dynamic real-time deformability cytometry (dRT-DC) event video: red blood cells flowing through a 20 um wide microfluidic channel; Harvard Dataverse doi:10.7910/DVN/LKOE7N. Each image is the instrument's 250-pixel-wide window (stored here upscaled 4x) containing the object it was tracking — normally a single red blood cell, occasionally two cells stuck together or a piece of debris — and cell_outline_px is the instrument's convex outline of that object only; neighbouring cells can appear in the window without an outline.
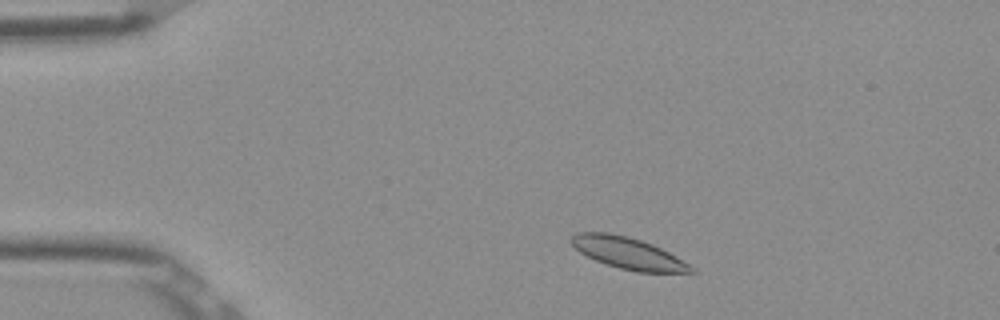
{"species": "Egyptian fruit bat (a non-hibernating species)", "species_latin": "Rousettus aegyptiacus", "temperature_condition": "room temperature", "stored_images_in_passage": 48, "camera_frame_rate_fps": 3000, "um_per_image_px": 0.085, "frame": {"image": 1, "passage_image": 5, "time_ms": 1.333, "image_size_px": [1000, 320], "cell_outline_px": [[696, 272], [636, 272], [620, 268], [596, 260], [580, 252], [568, 240], [568, 236], [576, 232], [608, 232], [628, 236], [652, 244], [676, 256], [696, 268]], "centroid_in_image_um": [53.36, 21.5], "position_along_channel_um": 31.6, "area_um2": 22.02}}
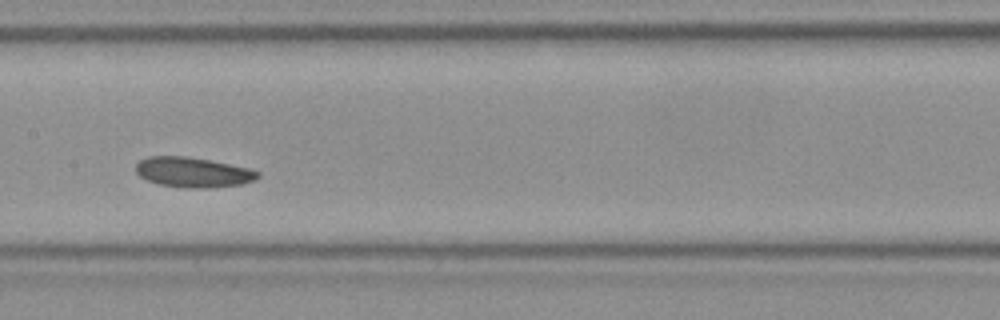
{"frame": {"image": 2, "passage_image": 22, "time_ms": 7.0, "image_size_px": [1000, 320], "cell_outline_px": [[260, 176], [256, 180], [240, 184], [208, 188], [180, 188], [160, 184], [148, 180], [140, 176], [136, 172], [136, 164], [140, 160], [148, 156], [184, 156], [208, 160], [248, 168], [260, 172]], "centroid_in_image_um": [16.4, 14.65], "position_along_channel_um": 191.0, "area_um2": 21.27}}
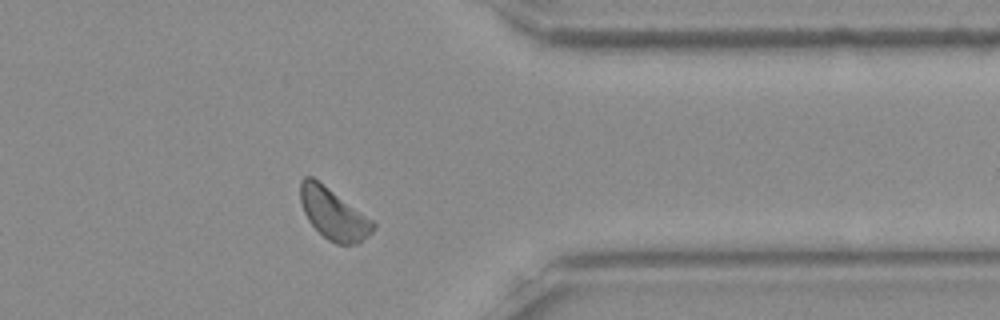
{"frame": {"image": 3, "passage_image": 38, "time_ms": 12.333, "image_size_px": [1000, 320], "cell_outline_px": [[376, 228], [360, 244], [336, 244], [328, 240], [308, 220], [304, 212], [300, 200], [300, 180], [304, 176], [312, 176], [372, 220], [376, 224]], "centroid_in_image_um": [28.34, 18.19], "position_along_channel_um": 383.1, "area_um2": 21.44}, "authors_computed_cell_mechanics": {"area_um2": 21.4438, "velocity_mm_per_s": 3.7996, "shape_relaxation_time_tau1_ms": null, "shape_relaxation_time_tau2_ms": 3.5556, "deformation_change_tau1": null, "deformation_change_tau2": 0.0922}}